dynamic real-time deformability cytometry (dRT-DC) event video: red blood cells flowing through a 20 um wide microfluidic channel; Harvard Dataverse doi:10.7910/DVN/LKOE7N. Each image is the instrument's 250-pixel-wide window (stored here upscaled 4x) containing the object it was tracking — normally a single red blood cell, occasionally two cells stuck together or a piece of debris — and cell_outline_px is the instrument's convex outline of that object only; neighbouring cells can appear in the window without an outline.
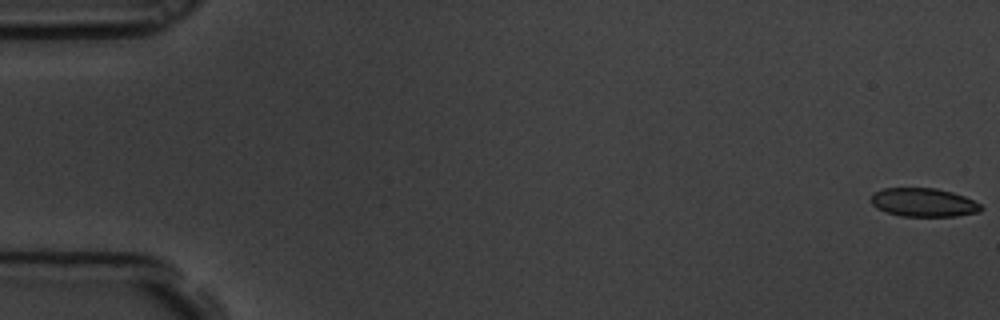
{"species": "common noctule bat (a hibernating species)", "species_latin": "Nyctalus noctula", "temperature_condition": "room temperature", "stored_images_in_passage": 5, "camera_frame_rate_fps": 3000, "um_per_image_px": 0.085, "animal": {"sex": "male", "body_mass_g": 19.5, "forearm_length_mm": 54.6}, "frame": {"image": 1, "passage_image": 1, "time_ms": 0.0, "image_size_px": [1000, 320], "cell_outline_px": [[984, 208], [980, 212], [956, 216], [900, 216], [876, 208], [868, 200], [872, 192], [884, 188], [936, 188], [952, 192], [964, 196], [980, 204]], "centroid_in_image_um": [78.47, 17.2], "position_along_channel_um": 6.5, "area_um2": 18.5}}
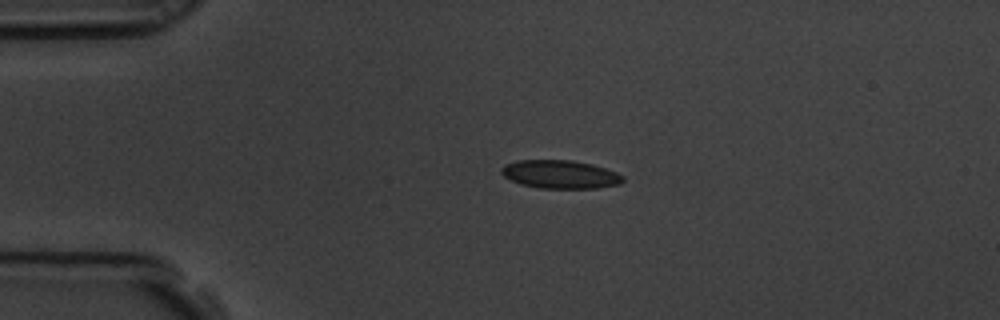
{"frame": {"image": 2, "passage_image": 4, "time_ms": 1.0, "image_size_px": [1000, 320], "cell_outline_px": [[624, 180], [620, 184], [596, 188], [540, 188], [520, 184], [504, 176], [500, 172], [500, 168], [504, 164], [516, 160], [572, 160], [592, 164], [616, 172], [624, 176]], "centroid_in_image_um": [47.6, 14.81], "position_along_channel_um": 37.4, "area_um2": 20.11}}